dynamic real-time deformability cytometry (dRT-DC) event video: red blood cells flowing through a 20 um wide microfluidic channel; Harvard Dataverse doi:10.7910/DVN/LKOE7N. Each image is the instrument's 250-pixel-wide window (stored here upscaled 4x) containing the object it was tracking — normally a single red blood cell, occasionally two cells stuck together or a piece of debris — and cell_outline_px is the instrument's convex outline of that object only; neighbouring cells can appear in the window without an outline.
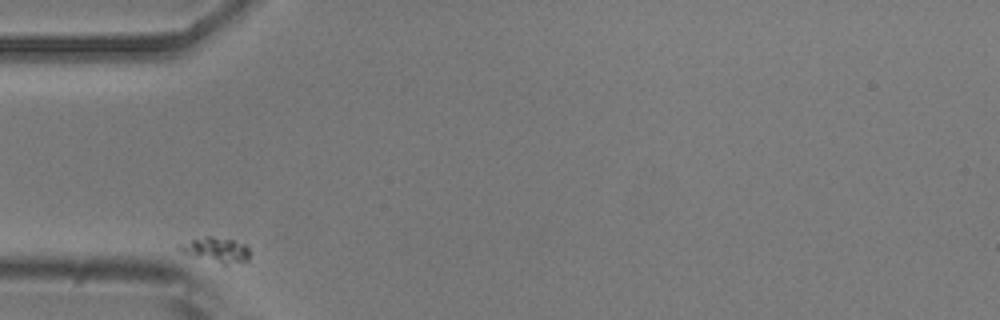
{"species": "common noctule bat (a hibernating species)", "species_latin": "Nyctalus noctula", "temperature_condition": "room temperature", "stored_images_in_passage": 34, "camera_frame_rate_fps": 3000, "um_per_image_px": 0.085, "animal": {"sex": "male", "body_mass_g": 20.5, "forearm_length_mm": 52.5}, "frame": {"image": 1, "passage_image": 1, "time_ms": 0.0, "image_size_px": [1000, 320], "cell_outline_px": [[248, 260], [224, 268], [184, 252], [176, 248], [176, 244], [204, 236], [212, 236], [232, 240], [244, 244], [248, 248]], "centroid_in_image_um": [18.35, 21.29], "position_along_channel_um": 66.6, "area_um2": 10.69}}
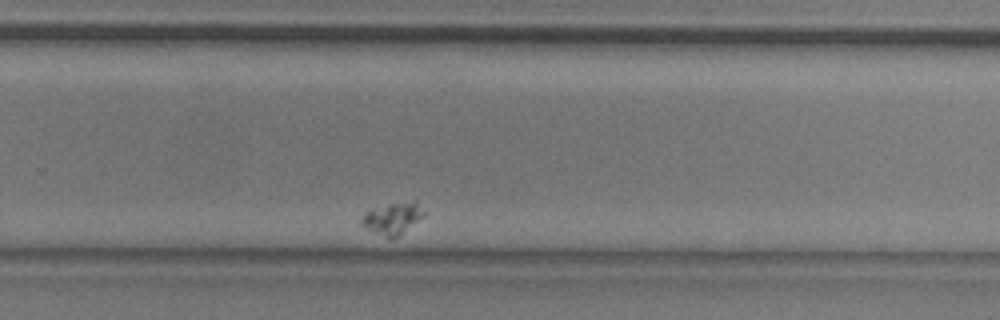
{"frame": {"image": 2, "passage_image": 26, "time_ms": 8.333, "image_size_px": [1000, 320], "cell_outline_px": [[424, 216], [400, 236], [388, 236], [372, 232], [360, 224], [360, 220], [368, 212], [388, 204], [416, 200], [424, 212]], "centroid_in_image_um": [33.42, 18.56], "position_along_channel_um": 296.4, "area_um2": 11.16}}
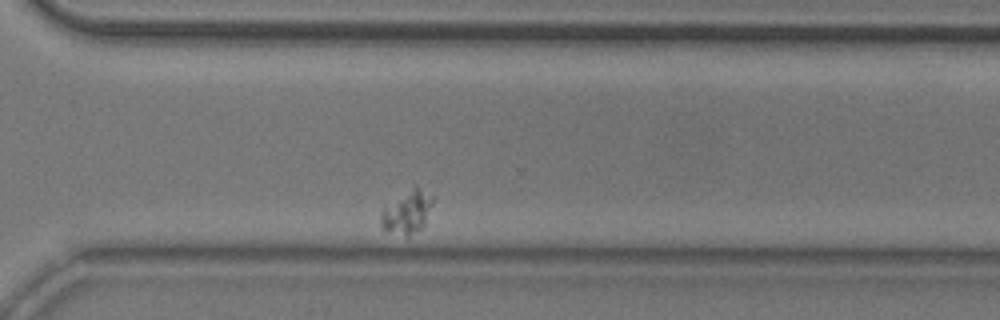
{"frame": {"image": 3, "passage_image": 30, "time_ms": 9.667, "image_size_px": [1000, 320], "cell_outline_px": [[432, 204], [424, 224], [420, 228], [408, 236], [404, 236], [384, 232], [380, 228], [380, 212], [384, 208], [416, 184], [432, 196]], "centroid_in_image_um": [34.56, 18.06], "position_along_channel_um": 336.0, "area_um2": 12.95}}